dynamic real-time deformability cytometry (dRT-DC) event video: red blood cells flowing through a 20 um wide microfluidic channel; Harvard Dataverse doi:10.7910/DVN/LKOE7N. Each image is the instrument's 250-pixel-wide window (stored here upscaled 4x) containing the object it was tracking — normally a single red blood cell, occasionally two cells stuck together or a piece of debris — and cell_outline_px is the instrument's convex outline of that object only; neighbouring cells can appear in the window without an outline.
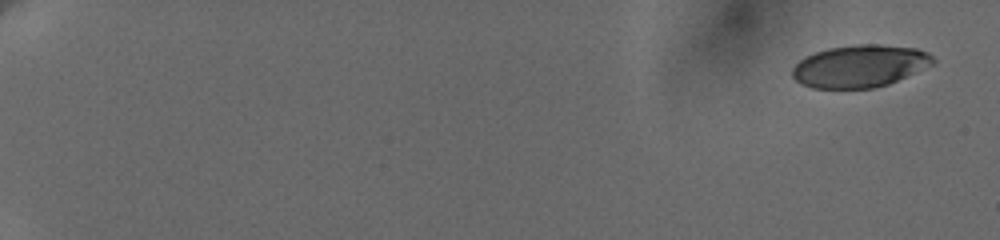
{"species": "human", "species_latin": "Homo sapiens", "temperature_condition": "cold", "stored_images_in_passage": 14, "camera_frame_rate_fps": 3000, "um_per_image_px": 0.085, "donor": {"sex": "female"}, "frame": {"image": 1, "passage_image": 1, "time_ms": 0.0, "image_size_px": [1000, 240], "cell_outline_px": [[936, 64], [888, 84], [872, 88], [812, 88], [800, 84], [792, 76], [792, 68], [804, 56], [828, 48], [856, 44], [880, 44], [916, 48], [928, 52], [936, 60]], "centroid_in_image_um": [73.11, 5.61], "position_along_channel_um": 11.9, "area_um2": 34.97}}
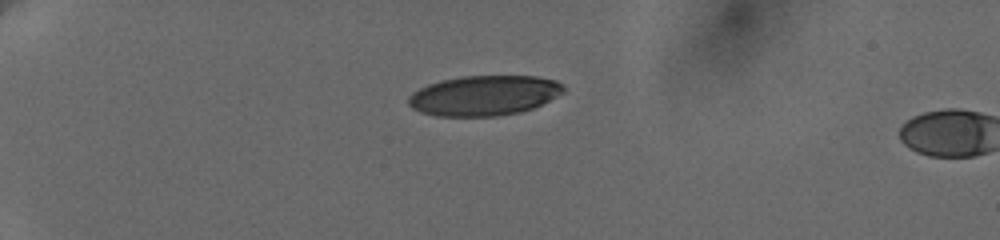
{"frame": {"image": 2, "passage_image": 12, "time_ms": 5.0, "image_size_px": [1000, 240], "cell_outline_px": [[564, 92], [532, 108], [520, 112], [496, 116], [436, 116], [420, 112], [412, 108], [408, 104], [408, 96], [412, 92], [428, 84], [440, 80], [460, 76], [536, 76], [556, 80], [564, 84]], "centroid_in_image_um": [41.12, 8.11], "position_along_channel_um": 43.9, "area_um2": 36.3}}